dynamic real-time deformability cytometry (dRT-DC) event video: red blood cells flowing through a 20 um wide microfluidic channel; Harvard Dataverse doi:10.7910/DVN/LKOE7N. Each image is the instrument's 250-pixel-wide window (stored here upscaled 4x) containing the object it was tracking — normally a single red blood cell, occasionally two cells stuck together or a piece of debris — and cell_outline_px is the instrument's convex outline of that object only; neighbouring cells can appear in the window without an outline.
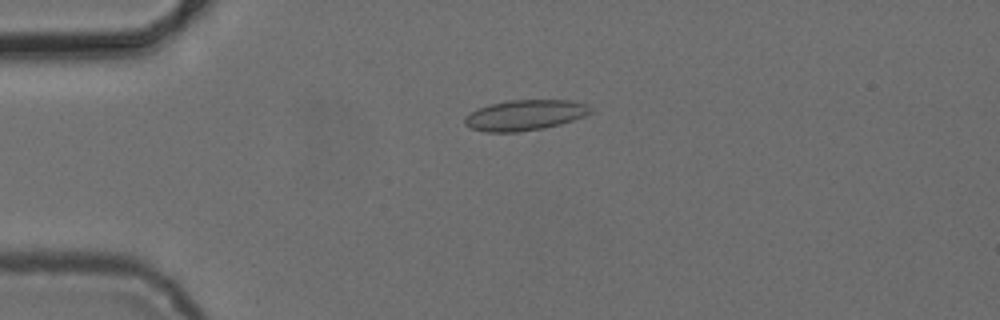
{"species": "common noctule bat (a hibernating species)", "species_latin": "Nyctalus noctula", "temperature_condition": "cold", "stored_images_in_passage": 5, "camera_frame_rate_fps": 3000, "um_per_image_px": 0.085, "animal": {"sex": "female", "body_mass_g": 24.6, "forearm_length_mm": 56.2}, "frame": {"image": 1, "passage_image": 4, "time_ms": 3.667, "image_size_px": [1000, 320], "cell_outline_px": [[592, 112], [584, 116], [560, 124], [544, 128], [520, 132], [484, 132], [472, 128], [464, 124], [464, 116], [476, 108], [488, 104], [508, 100], [568, 100], [584, 104], [592, 108]], "centroid_in_image_um": [44.56, 9.79], "position_along_channel_um": 40.4, "area_um2": 22.48}}